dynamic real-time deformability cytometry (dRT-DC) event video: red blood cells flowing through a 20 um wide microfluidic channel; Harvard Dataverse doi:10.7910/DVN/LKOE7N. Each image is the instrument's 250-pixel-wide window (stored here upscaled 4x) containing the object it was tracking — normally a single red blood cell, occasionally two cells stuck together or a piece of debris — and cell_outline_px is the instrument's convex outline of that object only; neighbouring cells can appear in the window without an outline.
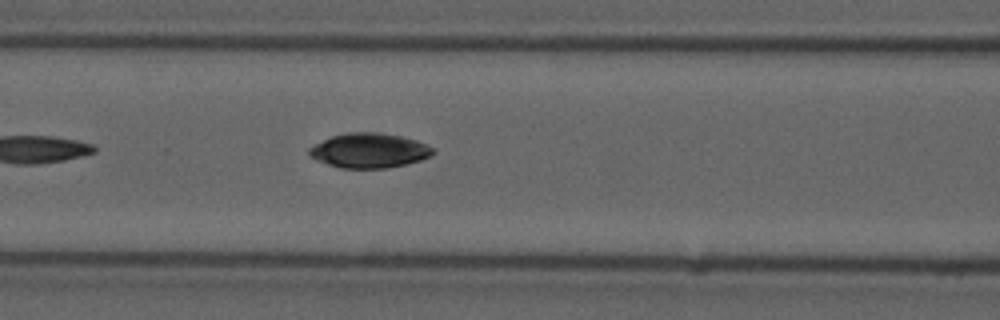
{"species": "common noctule bat (a hibernating species)", "species_latin": "Nyctalus noctula", "temperature_condition": "cold", "stored_images_in_passage": 4, "camera_frame_rate_fps": 3000, "um_per_image_px": 0.085, "animal": {"sex": "male", "forearm_length_mm": 52.5}, "frame": {"image": 1, "passage_image": 4, "time_ms": 1.0, "image_size_px": [1000, 320], "cell_outline_px": [[436, 152], [432, 156], [420, 160], [388, 168], [340, 168], [316, 160], [308, 156], [308, 148], [332, 136], [348, 132], [380, 132], [400, 136], [416, 140], [432, 148]], "centroid_in_image_um": [31.37, 12.8], "position_along_channel_um": 135.2, "area_um2": 24.97}}